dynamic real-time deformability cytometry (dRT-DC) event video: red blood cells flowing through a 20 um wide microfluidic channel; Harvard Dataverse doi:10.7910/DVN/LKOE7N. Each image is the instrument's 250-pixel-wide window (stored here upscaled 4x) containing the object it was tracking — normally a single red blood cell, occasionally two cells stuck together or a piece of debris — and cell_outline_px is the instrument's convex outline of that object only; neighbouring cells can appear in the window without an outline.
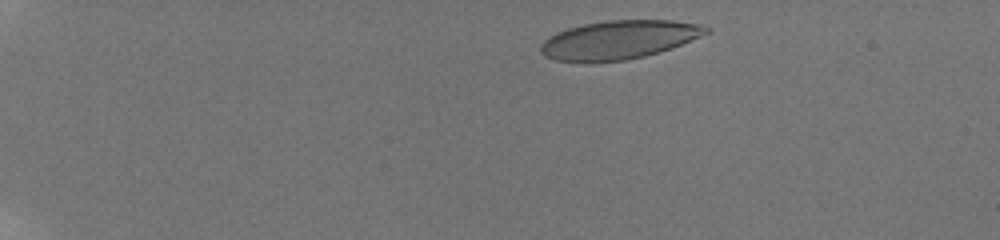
{"species": "human", "species_latin": "Homo sapiens", "temperature_condition": "room temperature", "stored_images_in_passage": 49, "camera_frame_rate_fps": 3000, "um_per_image_px": 0.085, "donor": {"sex": "male"}, "frame": {"image": 1, "passage_image": 4, "time_ms": 1.0, "image_size_px": [1000, 240], "cell_outline_px": [[712, 32], [672, 48], [644, 56], [624, 60], [556, 60], [544, 56], [540, 52], [540, 44], [548, 36], [556, 32], [568, 28], [584, 24], [604, 20], [672, 20], [696, 24], [712, 28]], "centroid_in_image_um": [52.64, 3.35], "position_along_channel_um": 32.4, "area_um2": 36.82}}
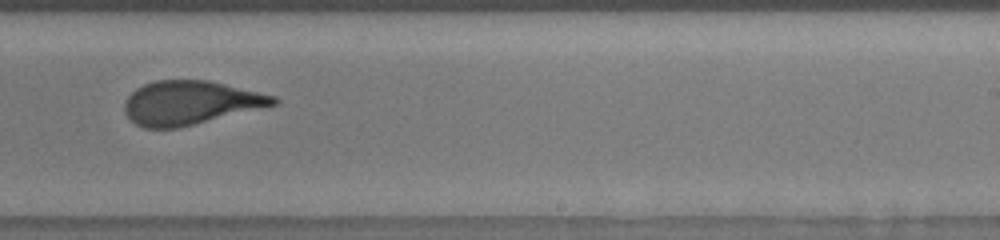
{"frame": {"image": 2, "passage_image": 32, "time_ms": 10.333, "image_size_px": [1000, 240], "cell_outline_px": [[280, 100], [276, 104], [176, 128], [144, 128], [136, 124], [124, 112], [124, 100], [136, 88], [144, 84], [156, 80], [208, 80], [276, 96]], "centroid_in_image_um": [16.13, 8.72], "position_along_channel_um": 272.9, "area_um2": 37.51}}
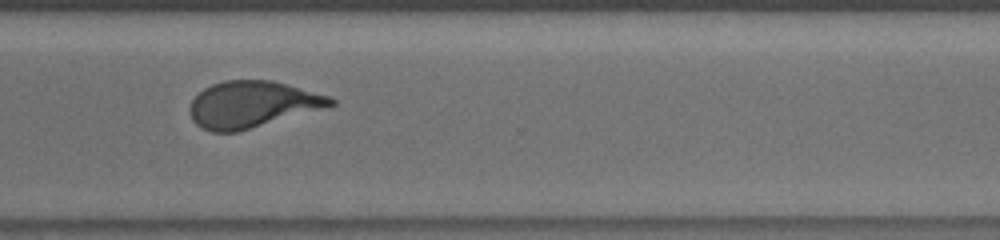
{"frame": {"image": 3, "passage_image": 38, "time_ms": 12.333, "image_size_px": [1000, 240], "cell_outline_px": [[336, 104], [236, 132], [212, 132], [200, 128], [192, 120], [188, 108], [192, 100], [204, 88], [212, 84], [224, 80], [272, 80], [328, 96], [336, 100]], "centroid_in_image_um": [21.36, 8.87], "position_along_channel_um": 349.2, "area_um2": 37.63}, "authors_computed_cell_mechanics": {"area_um2": 38.3214, "velocity_mm_per_s": 3.8108, "shape_relaxation_time_tau1_ms": 5.4123, "shape_relaxation_time_tau2_ms": 0.7974, "deformation_change_tau1": 0.1983, "deformation_change_tau2": 0.0673}}